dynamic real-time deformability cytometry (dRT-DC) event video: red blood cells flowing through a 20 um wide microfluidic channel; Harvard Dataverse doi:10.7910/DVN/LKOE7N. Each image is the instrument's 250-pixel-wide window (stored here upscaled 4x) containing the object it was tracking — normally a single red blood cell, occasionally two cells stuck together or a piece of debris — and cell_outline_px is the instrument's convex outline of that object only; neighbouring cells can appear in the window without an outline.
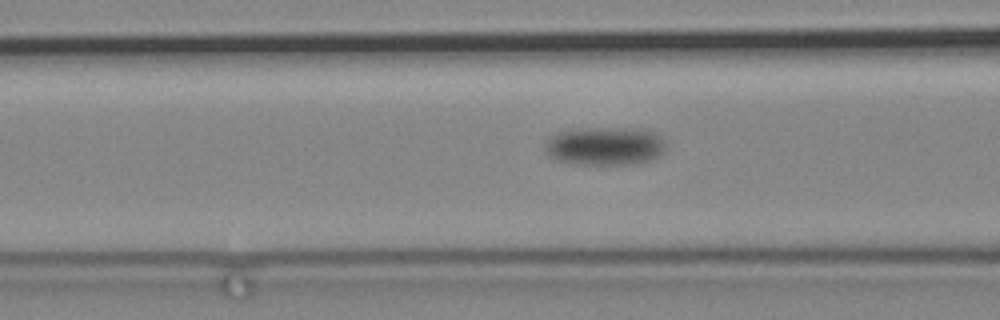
{"species": "common noctule bat (a hibernating species)", "species_latin": "Nyctalus noctula", "temperature_condition": "cold", "stored_images_in_passage": 73, "camera_frame_rate_fps": 3000, "um_per_image_px": 0.085, "animal": {"sex": "male", "body_mass_g": 19.2, "forearm_length_mm": 51.8}, "frame": {"image": 1, "passage_image": 24, "time_ms": 7.667, "image_size_px": [1000, 320], "cell_outline_px": [[668, 144], [664, 152], [660, 156], [648, 160], [632, 164], [572, 164], [556, 160], [548, 156], [544, 148], [544, 144], [556, 132], [576, 128], [636, 128], [652, 132], [660, 136]], "centroid_in_image_um": [51.41, 12.41], "position_along_channel_um": 115.2, "area_um2": 27.4}}
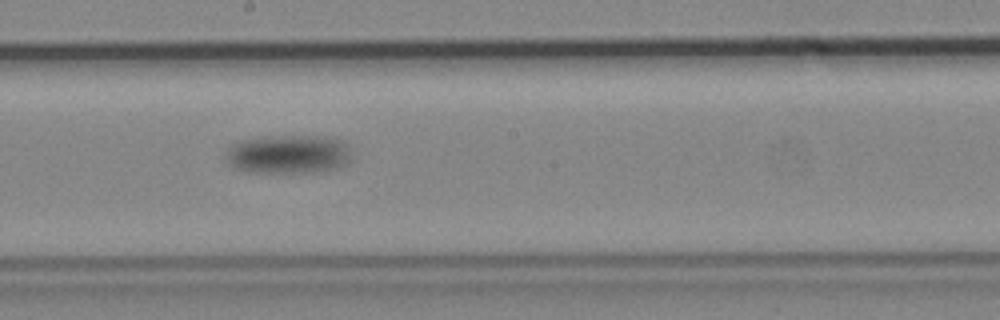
{"frame": {"image": 2, "passage_image": 37, "time_ms": 12.0, "image_size_px": [1000, 320], "cell_outline_px": [[348, 164], [336, 168], [304, 172], [248, 172], [232, 168], [228, 164], [224, 156], [228, 148], [232, 144], [240, 140], [268, 136], [316, 136], [340, 140], [348, 144]], "centroid_in_image_um": [24.41, 13.11], "position_along_channel_um": 223.8, "area_um2": 28.32}}
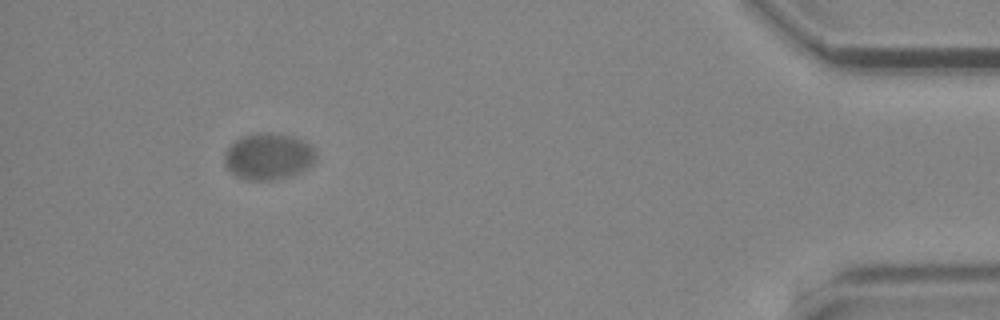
{"frame": {"image": 3, "passage_image": 67, "time_ms": 22.0, "image_size_px": [1000, 320], "cell_outline_px": [[316, 160], [308, 168], [300, 172], [288, 176], [268, 180], [248, 180], [236, 176], [224, 164], [224, 152], [236, 140], [244, 136], [256, 132], [272, 132], [296, 136], [304, 140], [316, 148]], "centroid_in_image_um": [22.85, 13.27], "position_along_channel_um": 412.3, "area_um2": 25.09}}